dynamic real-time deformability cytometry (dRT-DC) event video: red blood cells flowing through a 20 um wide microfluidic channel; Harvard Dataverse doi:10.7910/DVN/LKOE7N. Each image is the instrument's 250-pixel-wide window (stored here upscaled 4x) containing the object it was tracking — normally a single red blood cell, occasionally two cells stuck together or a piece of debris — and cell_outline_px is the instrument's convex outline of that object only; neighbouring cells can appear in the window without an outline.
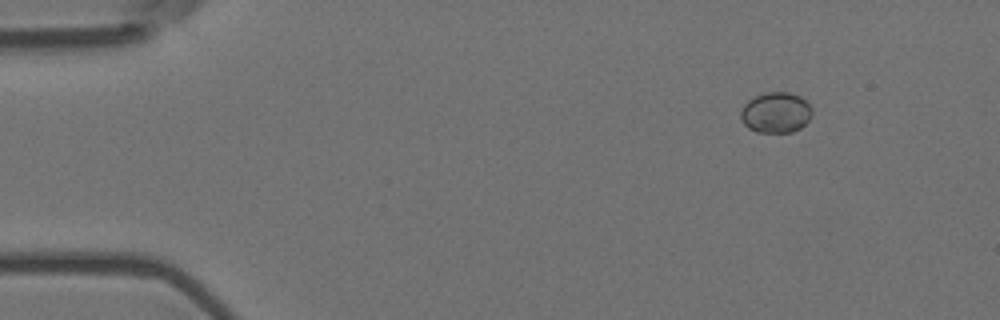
{"species": "Egyptian fruit bat (a non-hibernating species)", "species_latin": "Rousettus aegyptiacus", "temperature_condition": "room temperature", "stored_images_in_passage": 6, "camera_frame_rate_fps": 3000, "um_per_image_px": 0.085, "animal": {"sex": "female"}, "frame": {"image": 1, "passage_image": 2, "time_ms": 0.333, "image_size_px": [1000, 320], "cell_outline_px": [[812, 116], [800, 128], [792, 132], [756, 132], [748, 128], [744, 124], [740, 116], [740, 112], [744, 104], [748, 100], [764, 92], [788, 92], [800, 96], [812, 108]], "centroid_in_image_um": [65.93, 9.57], "position_along_channel_um": 19.1, "area_um2": 16.94}}